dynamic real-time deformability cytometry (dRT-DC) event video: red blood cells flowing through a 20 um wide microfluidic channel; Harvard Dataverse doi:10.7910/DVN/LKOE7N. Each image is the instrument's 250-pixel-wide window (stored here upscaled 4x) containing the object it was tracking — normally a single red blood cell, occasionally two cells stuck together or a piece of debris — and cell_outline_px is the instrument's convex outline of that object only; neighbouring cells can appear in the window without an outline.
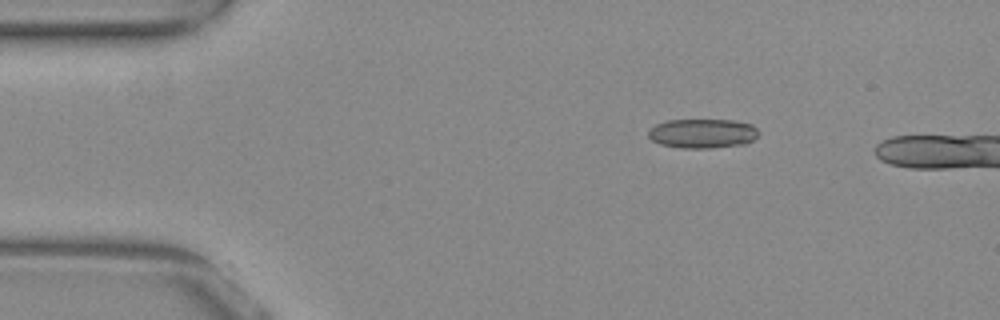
{"species": "common noctule bat (a hibernating species)", "species_latin": "Nyctalus noctula", "temperature_condition": "warm", "stored_images_in_passage": 5, "camera_frame_rate_fps": 3000, "um_per_image_px": 0.085, "animal": {"sex": "female", "body_mass_g": 29.2, "forearm_length_mm": 56.3}, "frame": {"image": 1, "passage_image": 1, "time_ms": 0.0, "image_size_px": [1000, 320], "cell_outline_px": [[760, 132], [752, 140], [744, 144], [712, 148], [684, 148], [660, 144], [652, 140], [648, 136], [648, 132], [656, 124], [668, 120], [732, 120], [752, 124]], "centroid_in_image_um": [59.73, 11.34], "position_along_channel_um": 25.3, "area_um2": 18.79}}